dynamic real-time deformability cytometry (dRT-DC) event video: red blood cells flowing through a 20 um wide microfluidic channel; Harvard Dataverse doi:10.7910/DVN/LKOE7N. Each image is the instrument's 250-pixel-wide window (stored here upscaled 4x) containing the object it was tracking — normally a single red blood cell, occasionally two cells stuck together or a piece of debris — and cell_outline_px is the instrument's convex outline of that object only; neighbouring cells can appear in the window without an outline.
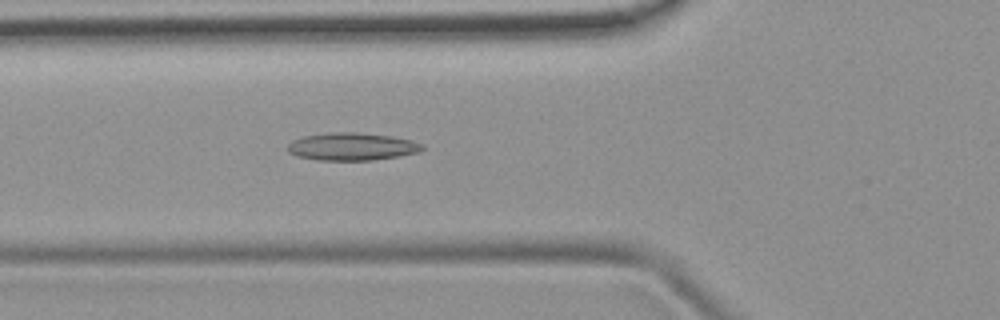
{"species": "common noctule bat (a hibernating species)", "species_latin": "Nyctalus noctula", "temperature_condition": "room temperature", "stored_images_in_passage": 40, "camera_frame_rate_fps": 3000, "um_per_image_px": 0.085, "animal": {"sex": "female", "body_mass_g": 19.9}, "frame": {"image": 1, "passage_image": 14, "time_ms": 4.333, "image_size_px": [1000, 320], "cell_outline_px": [[424, 148], [420, 152], [372, 160], [316, 160], [296, 156], [288, 152], [288, 144], [292, 140], [304, 136], [332, 132], [356, 132], [392, 136], [412, 140], [424, 144]], "centroid_in_image_um": [29.91, 12.45], "position_along_channel_um": 95.9, "area_um2": 21.73}}
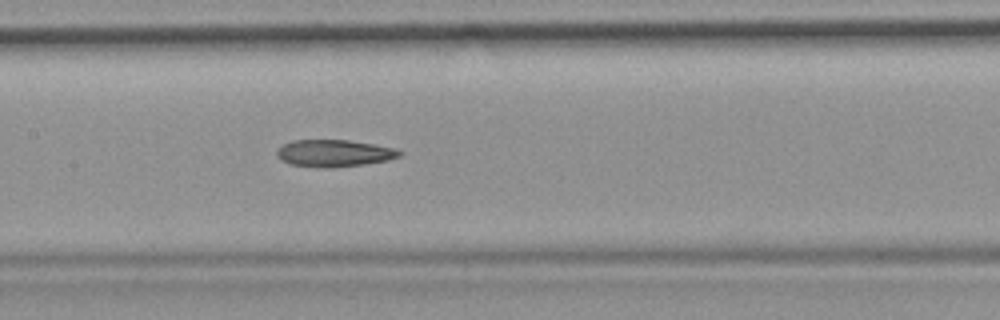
{"frame": {"image": 2, "passage_image": 20, "time_ms": 6.333, "image_size_px": [1000, 320], "cell_outline_px": [[404, 152], [400, 156], [388, 160], [364, 164], [328, 168], [324, 168], [288, 164], [280, 160], [276, 156], [276, 152], [284, 144], [292, 140], [348, 140], [396, 148]], "centroid_in_image_um": [28.39, 13.03], "position_along_channel_um": 179.0, "area_um2": 19.36}}
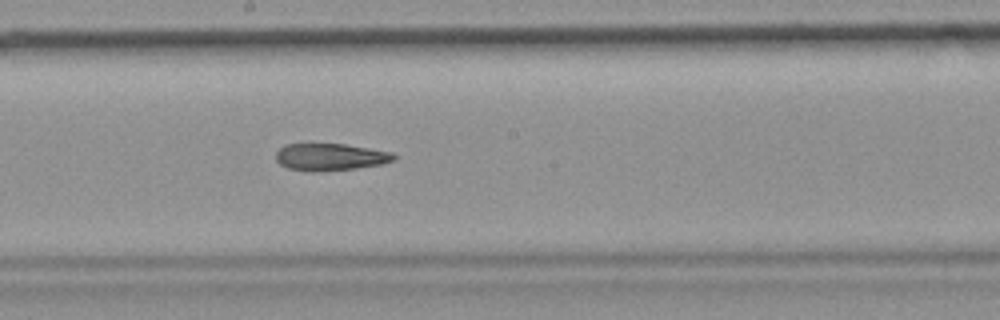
{"frame": {"image": 3, "passage_image": 23, "time_ms": 7.333, "image_size_px": [1000, 320], "cell_outline_px": [[396, 160], [380, 164], [356, 168], [312, 172], [288, 168], [280, 164], [276, 160], [276, 152], [284, 144], [344, 144], [392, 152], [396, 156]], "centroid_in_image_um": [28.06, 13.34], "position_along_channel_um": 220.1, "area_um2": 18.55}}